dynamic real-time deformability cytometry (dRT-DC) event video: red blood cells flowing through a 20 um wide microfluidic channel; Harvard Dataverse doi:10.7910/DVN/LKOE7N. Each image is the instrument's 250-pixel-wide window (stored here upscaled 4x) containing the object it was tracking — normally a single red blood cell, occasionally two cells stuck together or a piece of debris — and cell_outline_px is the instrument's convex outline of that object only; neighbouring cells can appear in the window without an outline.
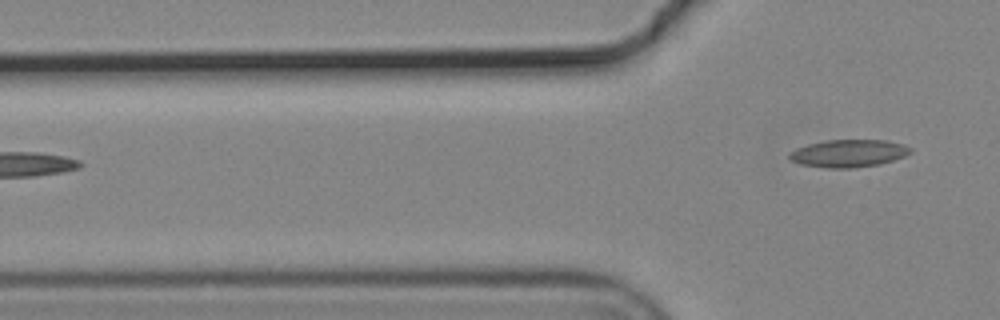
{"species": "common noctule bat (a hibernating species)", "species_latin": "Nyctalus noctula", "temperature_condition": "cold", "stored_images_in_passage": 6, "camera_frame_rate_fps": 3000, "um_per_image_px": 0.085, "animal": {"sex": "male", "body_mass_g": 19.2, "forearm_length_mm": 51.8}, "frame": {"image": 1, "passage_image": 6, "time_ms": 1.667, "image_size_px": [1000, 320], "cell_outline_px": [[912, 152], [904, 156], [880, 164], [852, 168], [828, 168], [800, 164], [792, 160], [788, 156], [788, 152], [796, 148], [808, 144], [824, 140], [888, 140], [904, 144], [912, 148]], "centroid_in_image_um": [72.13, 13.02], "position_along_channel_um": 53.7, "area_um2": 19.54}}